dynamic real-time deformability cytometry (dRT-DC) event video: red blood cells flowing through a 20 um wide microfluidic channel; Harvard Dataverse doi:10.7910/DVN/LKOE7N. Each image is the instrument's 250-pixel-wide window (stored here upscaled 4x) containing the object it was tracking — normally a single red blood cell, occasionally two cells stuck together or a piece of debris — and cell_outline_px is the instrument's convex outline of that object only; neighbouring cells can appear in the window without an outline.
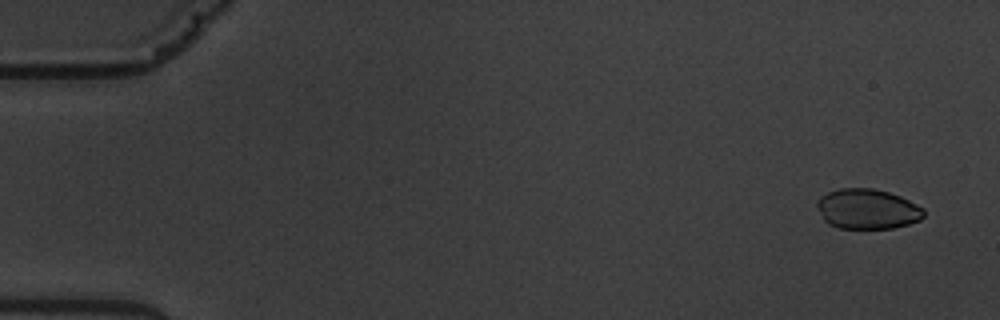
{"species": "common noctule bat (a hibernating species)", "species_latin": "Nyctalus noctula", "temperature_condition": "warm", "stored_images_in_passage": 5, "camera_frame_rate_fps": 3000, "um_per_image_px": 0.085, "animal": {"sex": "male", "body_mass_g": 19.5, "forearm_length_mm": 54.6}, "frame": {"image": 1, "passage_image": 1, "time_ms": 0.0, "image_size_px": [1000, 320], "cell_outline_px": [[924, 216], [920, 220], [908, 224], [892, 228], [840, 228], [828, 224], [824, 220], [816, 204], [820, 196], [828, 192], [840, 188], [872, 188], [888, 192], [900, 196], [924, 208]], "centroid_in_image_um": [73.72, 17.76], "position_along_channel_um": 11.3, "area_um2": 24.85}}